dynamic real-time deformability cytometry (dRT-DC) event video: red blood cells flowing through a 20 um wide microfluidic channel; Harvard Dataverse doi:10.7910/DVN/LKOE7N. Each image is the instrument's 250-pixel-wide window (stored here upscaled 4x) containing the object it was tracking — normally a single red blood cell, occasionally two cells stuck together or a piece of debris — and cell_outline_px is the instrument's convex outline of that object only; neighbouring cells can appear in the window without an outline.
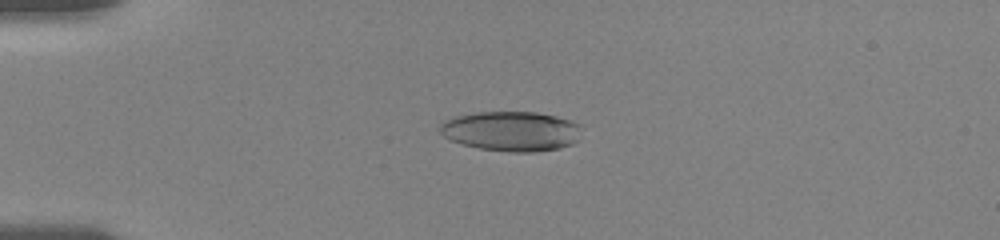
{"species": "human", "species_latin": "Homo sapiens", "temperature_condition": "room temperature", "stored_images_in_passage": 49, "camera_frame_rate_fps": 3000, "um_per_image_px": 0.085, "donor": {"sex": "female"}, "frame": {"image": 1, "passage_image": 16, "time_ms": 4.667, "image_size_px": [1000, 240], "cell_outline_px": [[580, 124], [576, 140], [572, 144], [560, 148], [536, 152], [512, 152], [480, 148], [464, 144], [452, 140], [444, 136], [440, 132], [440, 124], [444, 120], [456, 116], [476, 112], [536, 112], [556, 116], [572, 120]], "centroid_in_image_um": [43.46, 11.14], "position_along_channel_um": 41.5, "area_um2": 32.71}}
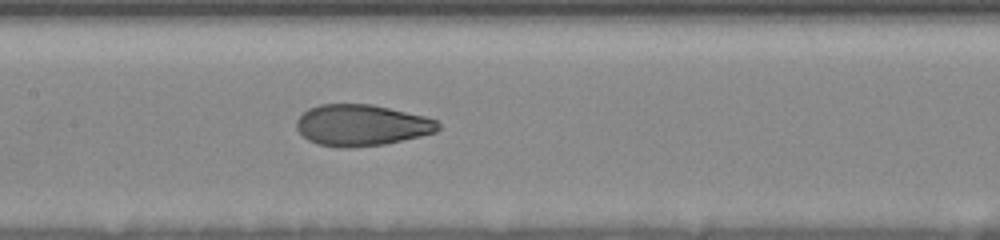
{"frame": {"image": 2, "passage_image": 29, "time_ms": 9.333, "image_size_px": [1000, 240], "cell_outline_px": [[440, 128], [436, 132], [420, 136], [384, 144], [348, 148], [340, 148], [316, 144], [308, 140], [296, 128], [296, 120], [308, 108], [320, 104], [372, 104], [424, 116], [436, 120], [440, 124]], "centroid_in_image_um": [30.71, 10.64], "position_along_channel_um": 176.7, "area_um2": 34.1}}
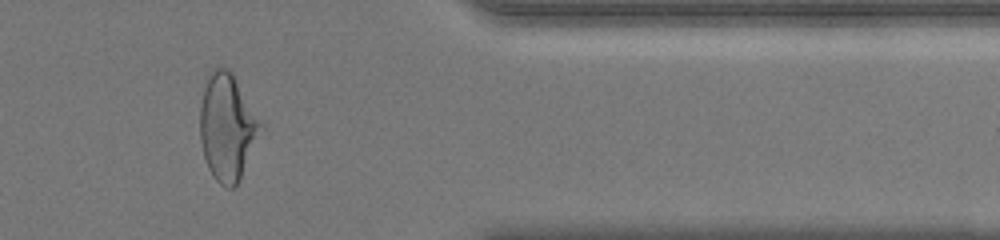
{"frame": {"image": 3, "passage_image": 43, "time_ms": 15.667, "image_size_px": [1000, 240], "cell_outline_px": [[260, 124], [240, 180], [232, 188], [228, 188], [220, 184], [216, 180], [208, 168], [204, 156], [200, 140], [200, 108], [204, 88], [208, 72], [212, 68], [228, 68], [232, 72]], "centroid_in_image_um": [19.23, 10.79], "position_along_channel_um": 392.2, "area_um2": 36.18}, "authors_computed_cell_mechanics": {"area_um2": 34.391, "velocity_mm_per_s": 3.6481, "shape_relaxation_time_tau1_ms": 5.8677, "shape_relaxation_time_tau2_ms": 1.0624, "deformation_change_tau1": 0.2032, "deformation_change_tau2": 0.0723}}